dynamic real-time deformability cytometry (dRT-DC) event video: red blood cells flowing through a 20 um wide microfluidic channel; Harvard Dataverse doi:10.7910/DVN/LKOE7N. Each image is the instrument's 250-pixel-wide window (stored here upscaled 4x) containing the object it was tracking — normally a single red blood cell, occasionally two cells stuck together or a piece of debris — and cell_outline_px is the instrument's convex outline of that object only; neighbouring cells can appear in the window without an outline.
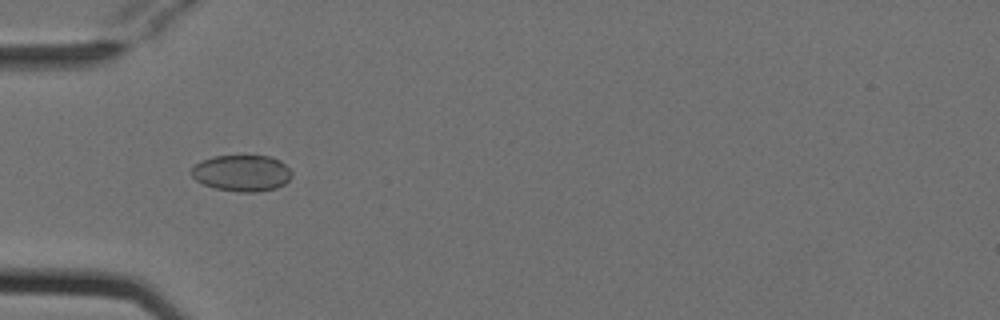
{"species": "Egyptian fruit bat (a non-hibernating species)", "species_latin": "Rousettus aegyptiacus", "temperature_condition": "cold", "stored_images_in_passage": 5, "camera_frame_rate_fps": 3000, "um_per_image_px": 0.085, "animal": {"sex": "female"}, "frame": {"image": 1, "passage_image": 3, "time_ms": 0.667, "image_size_px": [1000, 320], "cell_outline_px": [[292, 176], [284, 184], [276, 188], [256, 192], [240, 192], [216, 188], [204, 184], [196, 180], [192, 176], [192, 168], [200, 160], [212, 156], [268, 156], [280, 160], [292, 172]], "centroid_in_image_um": [20.56, 14.71], "position_along_channel_um": 64.4, "area_um2": 21.15}}
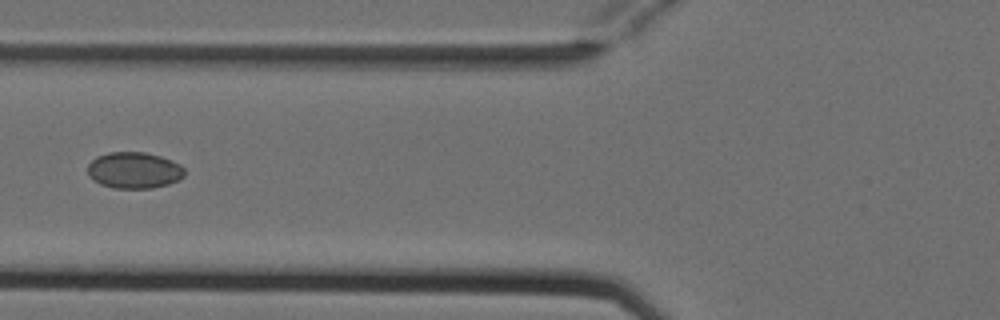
{"frame": {"image": 2, "passage_image": 4, "time_ms": 1.0, "image_size_px": [1000, 320], "cell_outline_px": [[184, 176], [168, 184], [152, 188], [112, 188], [100, 184], [92, 180], [88, 176], [88, 164], [96, 156], [108, 152], [144, 152], [160, 156], [172, 160], [180, 164], [184, 168]], "centroid_in_image_um": [11.37, 14.47], "position_along_channel_um": 114.4, "area_um2": 20.63}}
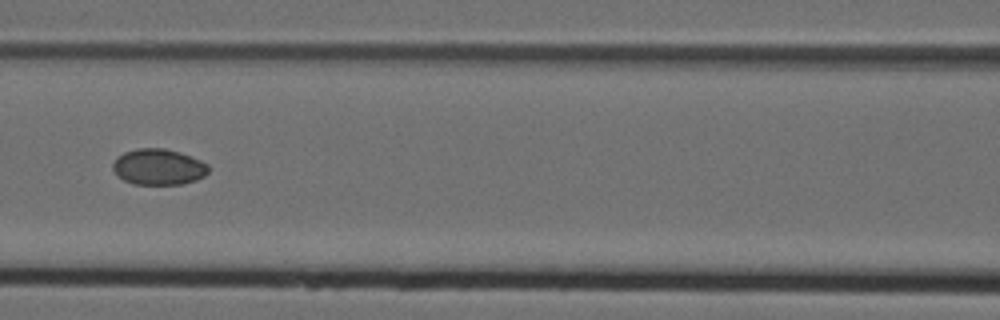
{"frame": {"image": 3, "passage_image": 5, "time_ms": 1.333, "image_size_px": [1000, 320], "cell_outline_px": [[208, 172], [204, 176], [196, 180], [180, 184], [132, 184], [124, 180], [112, 168], [112, 164], [116, 156], [124, 152], [136, 148], [164, 148], [180, 152], [200, 160], [208, 164]], "centroid_in_image_um": [13.46, 14.17], "position_along_channel_um": 153.1, "area_um2": 20.06}}